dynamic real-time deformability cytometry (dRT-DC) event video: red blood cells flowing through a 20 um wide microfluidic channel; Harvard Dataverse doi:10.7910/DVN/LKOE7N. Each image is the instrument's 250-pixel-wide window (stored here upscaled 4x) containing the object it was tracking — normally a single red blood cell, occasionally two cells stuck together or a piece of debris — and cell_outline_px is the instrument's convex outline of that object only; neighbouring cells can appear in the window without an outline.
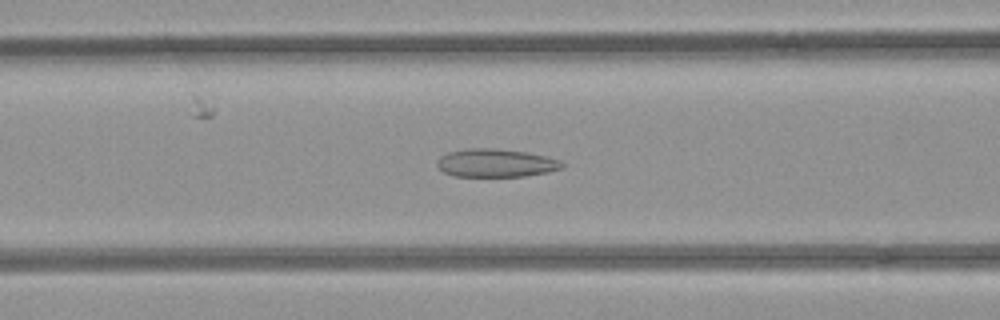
{"species": "common noctule bat (a hibernating species)", "species_latin": "Nyctalus noctula", "temperature_condition": "room temperature", "stored_images_in_passage": 53, "camera_frame_rate_fps": 3000, "um_per_image_px": 0.085, "animal": {"sex": "female", "body_mass_g": 21.9}, "frame": {"image": 1, "passage_image": 21, "time_ms": 6.667, "image_size_px": [1000, 320], "cell_outline_px": [[564, 168], [548, 172], [524, 176], [456, 176], [444, 172], [436, 164], [436, 160], [440, 156], [448, 152], [468, 148], [496, 148], [528, 152], [548, 156], [560, 160], [564, 164]], "centroid_in_image_um": [42.17, 13.84], "position_along_channel_um": 124.4, "area_um2": 20.69}}
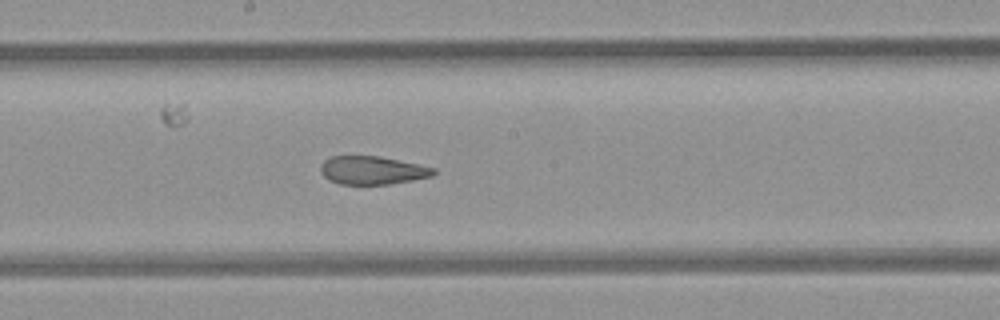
{"frame": {"image": 2, "passage_image": 28, "time_ms": 9.0, "image_size_px": [1000, 320], "cell_outline_px": [[436, 172], [432, 176], [412, 180], [388, 184], [340, 184], [328, 180], [320, 172], [320, 164], [324, 160], [332, 156], [380, 156], [420, 164], [436, 168]], "centroid_in_image_um": [31.64, 14.47], "position_along_channel_um": 216.6, "area_um2": 18.73}}
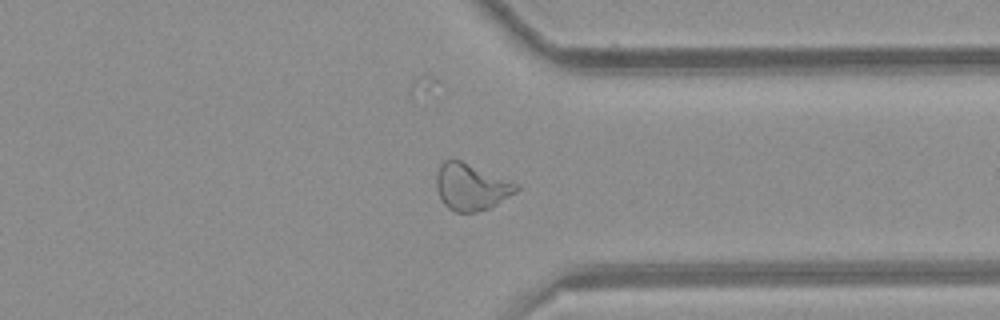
{"frame": {"image": 3, "passage_image": 40, "time_ms": 13.0, "image_size_px": [1000, 320], "cell_outline_px": [[520, 188], [516, 192], [496, 204], [488, 208], [476, 212], [456, 212], [448, 208], [440, 200], [436, 188], [436, 176], [440, 164], [444, 160], [460, 160], [520, 184]], "centroid_in_image_um": [40.04, 15.89], "position_along_channel_um": 371.4, "area_um2": 21.73}, "authors_computed_cell_mechanics": {"area_um2": 22.4264, "velocity_mm_per_s": 3.9375, "shape_relaxation_time_tau1_ms": null, "shape_relaxation_time_tau2_ms": 2.0579, "deformation_change_tau1": null, "deformation_change_tau2": 0.0998}}